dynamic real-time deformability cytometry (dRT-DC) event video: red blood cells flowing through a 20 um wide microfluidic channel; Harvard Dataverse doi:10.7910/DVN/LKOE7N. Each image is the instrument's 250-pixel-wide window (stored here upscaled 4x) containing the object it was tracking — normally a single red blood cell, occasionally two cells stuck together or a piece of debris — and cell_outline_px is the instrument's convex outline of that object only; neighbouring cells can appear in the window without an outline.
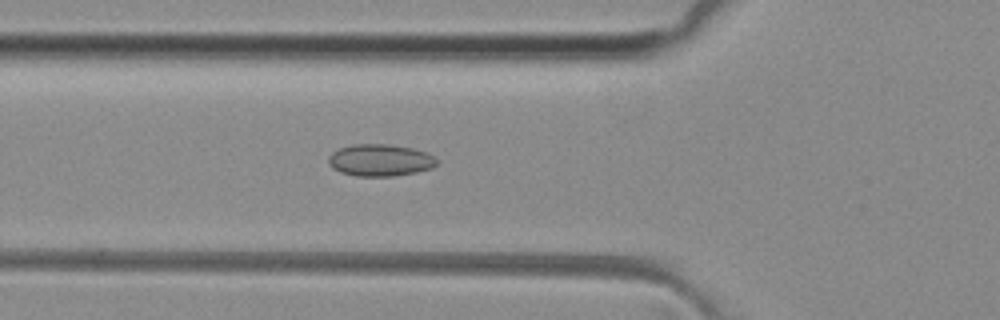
{"species": "common noctule bat (a hibernating species)", "species_latin": "Nyctalus noctula", "temperature_condition": "room temperature", "stored_images_in_passage": 29, "camera_frame_rate_fps": 3000, "um_per_image_px": 0.085, "animal": {"sex": "female", "body_mass_g": 29.2, "forearm_length_mm": 56.3}, "frame": {"image": 1, "passage_image": 2, "time_ms": 0.333, "image_size_px": [1000, 320], "cell_outline_px": [[436, 164], [432, 168], [416, 172], [396, 176], [356, 176], [340, 172], [332, 168], [328, 164], [328, 156], [332, 152], [340, 148], [352, 144], [388, 144], [412, 148], [424, 152], [432, 156], [436, 160]], "centroid_in_image_um": [32.26, 13.62], "position_along_channel_um": 93.5, "area_um2": 20.17}}
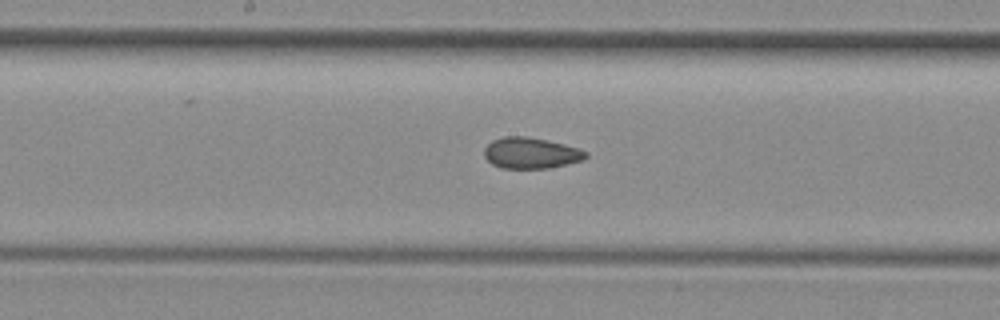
{"frame": {"image": 2, "passage_image": 10, "time_ms": 3.0, "image_size_px": [1000, 320], "cell_outline_px": [[588, 156], [584, 160], [548, 168], [500, 168], [492, 164], [484, 156], [484, 148], [492, 140], [504, 136], [528, 136], [564, 144], [588, 152]], "centroid_in_image_um": [45.11, 13.0], "position_along_channel_um": 203.1, "area_um2": 18.38}}
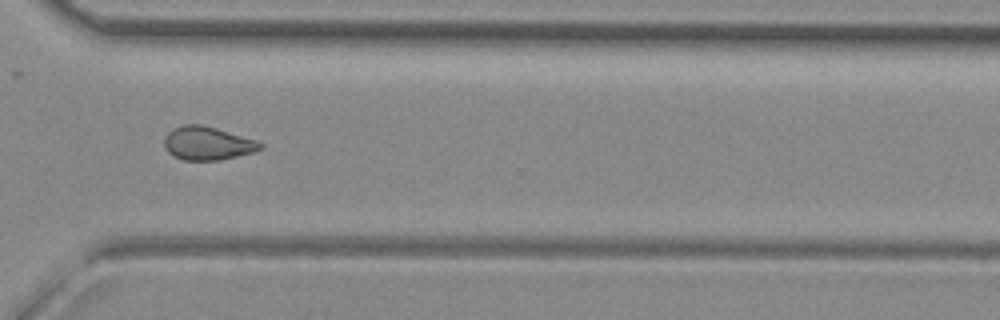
{"frame": {"image": 3, "passage_image": 21, "time_ms": 6.667, "image_size_px": [1000, 320], "cell_outline_px": [[264, 148], [252, 152], [220, 160], [184, 160], [168, 152], [164, 144], [164, 136], [172, 128], [184, 124], [200, 124], [216, 128], [256, 140], [264, 144]], "centroid_in_image_um": [17.63, 12.17], "position_along_channel_um": 353.0, "area_um2": 18.61}}